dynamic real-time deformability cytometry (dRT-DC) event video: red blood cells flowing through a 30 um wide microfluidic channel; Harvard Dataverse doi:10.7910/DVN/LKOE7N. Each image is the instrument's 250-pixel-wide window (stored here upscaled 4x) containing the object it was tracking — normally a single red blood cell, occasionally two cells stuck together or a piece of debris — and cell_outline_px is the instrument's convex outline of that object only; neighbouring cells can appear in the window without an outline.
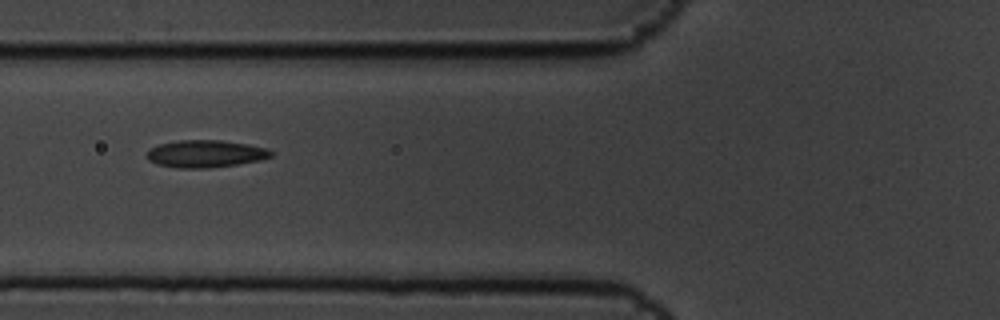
{"species": "common noctule bat (a hibernating species)", "species_latin": "Nyctalus noctula", "temperature_condition": "cold", "stored_images_in_passage": 9, "camera_frame_rate_fps": 3000, "um_per_image_px": 0.085, "animal": {"sex": "male", "body_mass_g": 19.5, "forearm_length_mm": 54.6}, "frame": {"image": 1, "passage_image": 6, "time_ms": 1.667, "image_size_px": [1000, 320], "cell_outline_px": [[276, 152], [272, 156], [260, 160], [236, 164], [204, 168], [176, 168], [156, 164], [148, 160], [148, 148], [160, 144], [180, 140], [220, 140], [268, 148]], "centroid_in_image_um": [17.46, 13.07], "position_along_channel_um": 108.3, "area_um2": 19.71}}
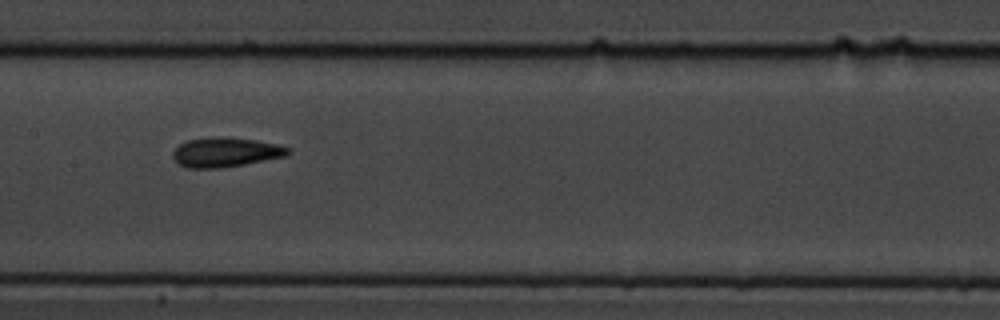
{"frame": {"image": 2, "passage_image": 8, "time_ms": 2.333, "image_size_px": [1000, 320], "cell_outline_px": [[292, 152], [284, 156], [244, 164], [220, 168], [188, 168], [180, 164], [172, 156], [172, 152], [180, 144], [188, 140], [212, 136], [224, 136], [256, 140], [280, 144], [292, 148]], "centroid_in_image_um": [19.21, 12.92], "position_along_channel_um": 188.2, "area_um2": 19.94}}
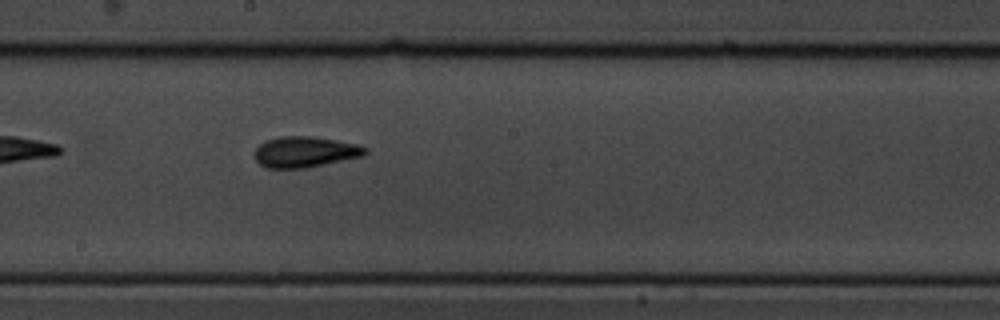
{"frame": {"image": 3, "passage_image": 9, "time_ms": 2.667, "image_size_px": [1000, 320], "cell_outline_px": [[368, 152], [364, 156], [304, 168], [268, 168], [260, 164], [256, 160], [256, 148], [264, 140], [280, 136], [316, 136], [356, 144], [368, 148]], "centroid_in_image_um": [25.94, 12.9], "position_along_channel_um": 222.3, "area_um2": 19.88}}